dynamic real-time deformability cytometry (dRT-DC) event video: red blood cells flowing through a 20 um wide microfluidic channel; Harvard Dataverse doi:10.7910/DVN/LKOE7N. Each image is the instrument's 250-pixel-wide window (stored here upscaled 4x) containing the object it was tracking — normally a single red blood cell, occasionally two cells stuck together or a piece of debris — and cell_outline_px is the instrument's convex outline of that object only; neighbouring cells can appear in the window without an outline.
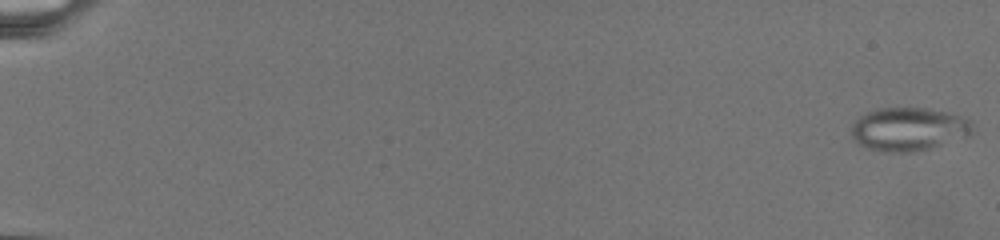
{"species": "common noctule bat (a hibernating species)", "species_latin": "Nyctalus noctula", "temperature_condition": "warm", "stored_images_in_passage": 66, "camera_frame_rate_fps": 3000, "um_per_image_px": 0.085, "animal": {"sex": "female", "body_mass_g": 19.5, "forearm_length_mm": 54.1}, "frame": {"image": 1, "passage_image": 1, "time_ms": 0.0, "image_size_px": [1000, 240], "cell_outline_px": [[972, 132], [968, 136], [928, 148], [912, 152], [880, 152], [868, 148], [852, 140], [852, 124], [860, 116], [868, 112], [880, 108], [928, 108], [948, 112], [972, 120]], "centroid_in_image_um": [77.22, 10.97], "position_along_channel_um": 7.8, "area_um2": 30.52}}
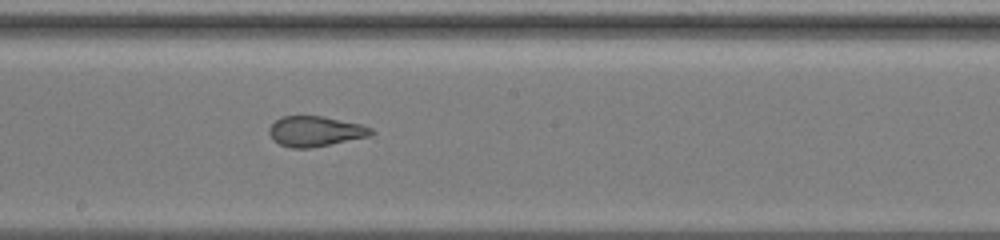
{"frame": {"image": 2, "passage_image": 44, "time_ms": 14.667, "image_size_px": [1000, 240], "cell_outline_px": [[376, 132], [372, 136], [312, 148], [288, 148], [272, 140], [268, 132], [268, 128], [276, 120], [284, 116], [324, 116], [360, 124], [372, 128]], "centroid_in_image_um": [26.82, 11.17], "position_along_channel_um": 221.4, "area_um2": 18.26}}
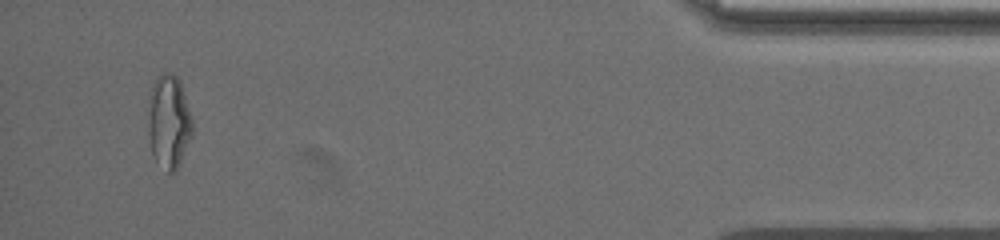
{"frame": {"image": 3, "passage_image": 65, "time_ms": 23.667, "image_size_px": [1000, 240], "cell_outline_px": [[192, 132], [180, 160], [176, 168], [172, 172], [168, 172], [156, 160], [152, 152], [148, 132], [148, 100], [152, 84], [156, 76], [164, 72], [172, 72], [180, 80], [192, 120]], "centroid_in_image_um": [14.32, 10.24], "position_along_channel_um": 420.9, "area_um2": 23.81}}